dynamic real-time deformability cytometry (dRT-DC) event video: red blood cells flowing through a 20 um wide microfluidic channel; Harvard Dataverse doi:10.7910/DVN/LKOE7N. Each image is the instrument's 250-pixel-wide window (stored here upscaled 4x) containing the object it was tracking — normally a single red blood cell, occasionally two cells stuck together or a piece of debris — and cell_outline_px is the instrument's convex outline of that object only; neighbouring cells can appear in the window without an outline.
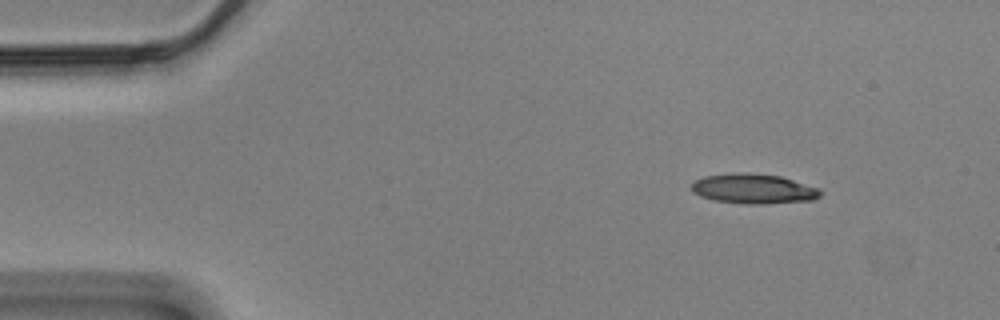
{"species": "Egyptian fruit bat (a non-hibernating species)", "species_latin": "Rousettus aegyptiacus", "temperature_condition": "cold", "stored_images_in_passage": 51, "camera_frame_rate_fps": 3000, "um_per_image_px": 0.085, "animal": {"sex": "male"}, "frame": {"image": 1, "passage_image": 1, "time_ms": 0.0, "image_size_px": [1000, 320], "cell_outline_px": [[824, 192], [820, 196], [812, 200], [764, 204], [744, 204], [716, 200], [700, 196], [692, 192], [692, 184], [696, 180], [704, 176], [732, 172], [748, 172], [780, 176], [820, 188]], "centroid_in_image_um": [64.07, 16.04], "position_along_channel_um": 20.9, "area_um2": 22.6}}
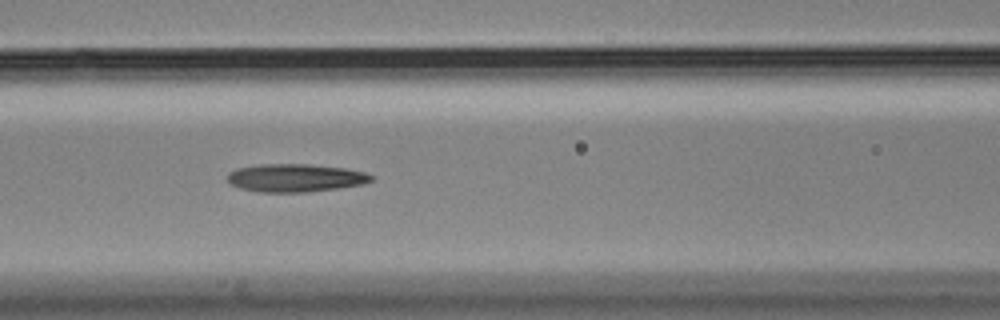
{"frame": {"image": 2, "passage_image": 18, "time_ms": 5.667, "image_size_px": [1000, 320], "cell_outline_px": [[372, 180], [360, 184], [336, 188], [304, 192], [260, 192], [240, 188], [232, 184], [228, 180], [228, 172], [236, 168], [256, 164], [308, 164], [344, 168], [364, 172], [372, 176]], "centroid_in_image_um": [25.04, 15.11], "position_along_channel_um": 141.6, "area_um2": 23.24}}
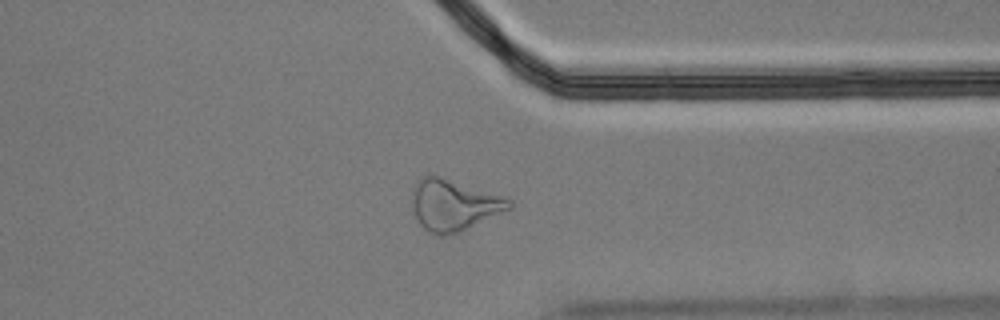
{"frame": {"image": 3, "passage_image": 38, "time_ms": 12.333, "image_size_px": [1000, 320], "cell_outline_px": [[512, 208], [456, 232], [444, 236], [428, 232], [420, 224], [412, 208], [412, 200], [416, 180], [420, 176], [428, 172], [504, 196], [512, 200]], "centroid_in_image_um": [38.53, 17.37], "position_along_channel_um": 372.9, "area_um2": 28.84}, "authors_computed_cell_mechanics": {"area_um2": 23.1778, "velocity_mm_per_s": 3.5066, "shape_relaxation_time_tau1_ms": null, "shape_relaxation_time_tau2_ms": 5.369, "deformation_change_tau1": null, "deformation_change_tau2": 0.1951}}